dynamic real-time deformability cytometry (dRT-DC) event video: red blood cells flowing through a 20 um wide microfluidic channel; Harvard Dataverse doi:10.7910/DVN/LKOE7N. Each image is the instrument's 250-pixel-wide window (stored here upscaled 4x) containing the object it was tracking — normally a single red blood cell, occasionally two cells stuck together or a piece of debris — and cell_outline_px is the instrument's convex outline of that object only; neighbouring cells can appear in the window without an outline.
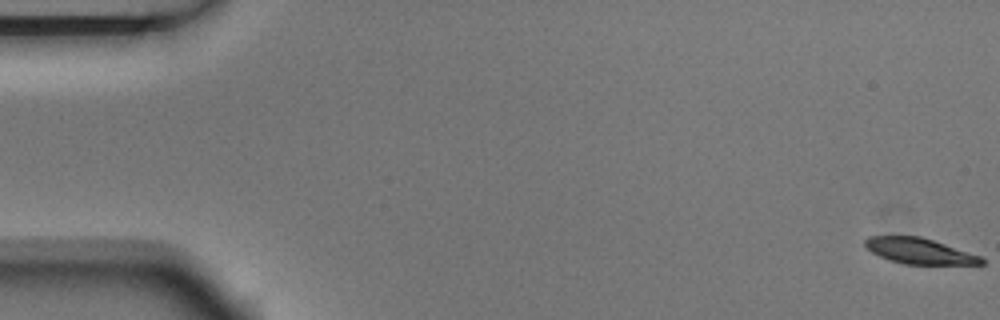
{"species": "Egyptian fruit bat (a non-hibernating species)", "species_latin": "Rousettus aegyptiacus", "temperature_condition": "room temperature", "stored_images_in_passage": 4, "segment_of_instrument_passage": [2, 2], "camera_frame_rate_fps": 3000, "um_per_image_px": 0.085, "animal": {"sex": "male"}, "frame": {"image": 1, "passage_image": 4, "time_ms": 1.0, "image_size_px": [1000, 320], "cell_outline_px": [[984, 264], [904, 264], [888, 260], [872, 252], [864, 244], [864, 240], [868, 236], [920, 236], [980, 256], [984, 260]], "centroid_in_image_um": [78.1, 21.33], "position_along_channel_um": 6.9, "area_um2": 17.17}}